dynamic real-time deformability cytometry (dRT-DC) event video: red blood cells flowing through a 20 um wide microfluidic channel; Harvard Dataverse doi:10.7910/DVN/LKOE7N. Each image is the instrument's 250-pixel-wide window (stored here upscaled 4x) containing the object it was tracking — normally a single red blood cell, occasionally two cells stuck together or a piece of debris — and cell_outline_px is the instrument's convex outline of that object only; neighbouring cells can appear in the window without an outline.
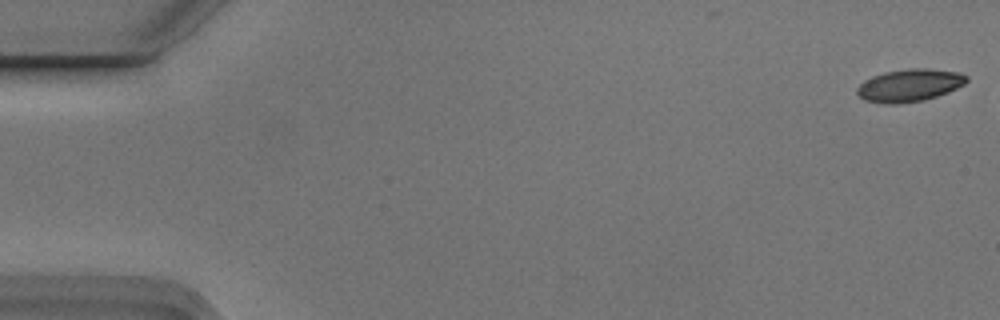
{"species": "Egyptian fruit bat (a non-hibernating species)", "species_latin": "Rousettus aegyptiacus", "temperature_condition": "cold", "stored_images_in_passage": 2, "camera_frame_rate_fps": 3000, "um_per_image_px": 0.085, "animal": {"sex": "male"}, "frame": {"image": 1, "passage_image": 1, "time_ms": 0.0, "image_size_px": [1000, 320], "cell_outline_px": [[968, 80], [964, 84], [948, 92], [924, 100], [900, 104], [884, 104], [864, 100], [856, 92], [856, 88], [864, 80], [872, 76], [884, 72], [908, 68], [928, 68], [960, 72], [968, 76]], "centroid_in_image_um": [77.3, 7.25], "position_along_channel_um": 7.7, "area_um2": 20.98}}